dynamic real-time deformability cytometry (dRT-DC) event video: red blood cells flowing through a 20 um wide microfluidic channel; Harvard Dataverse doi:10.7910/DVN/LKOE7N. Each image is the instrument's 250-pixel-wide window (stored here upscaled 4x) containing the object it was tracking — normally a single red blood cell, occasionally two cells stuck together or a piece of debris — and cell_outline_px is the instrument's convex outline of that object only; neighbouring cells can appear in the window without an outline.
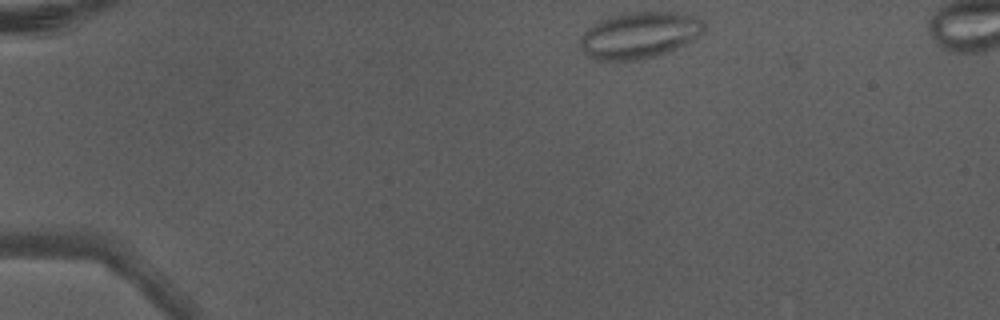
{"species": "Egyptian fruit bat (a non-hibernating species)", "species_latin": "Rousettus aegyptiacus", "temperature_condition": "warm", "stored_images_in_passage": 4, "camera_frame_rate_fps": 3000, "um_per_image_px": 0.085, "animal": {"sex": "male"}, "frame": {"image": 1, "passage_image": 1, "time_ms": 0.0, "image_size_px": [1000, 320], "cell_outline_px": [[704, 32], [692, 40], [668, 52], [644, 60], [596, 60], [588, 56], [584, 52], [580, 44], [580, 36], [592, 24], [600, 20], [620, 12], [676, 12], [696, 16], [704, 20]], "centroid_in_image_um": [54.35, 2.98], "position_along_channel_um": 30.7, "area_um2": 33.81}}